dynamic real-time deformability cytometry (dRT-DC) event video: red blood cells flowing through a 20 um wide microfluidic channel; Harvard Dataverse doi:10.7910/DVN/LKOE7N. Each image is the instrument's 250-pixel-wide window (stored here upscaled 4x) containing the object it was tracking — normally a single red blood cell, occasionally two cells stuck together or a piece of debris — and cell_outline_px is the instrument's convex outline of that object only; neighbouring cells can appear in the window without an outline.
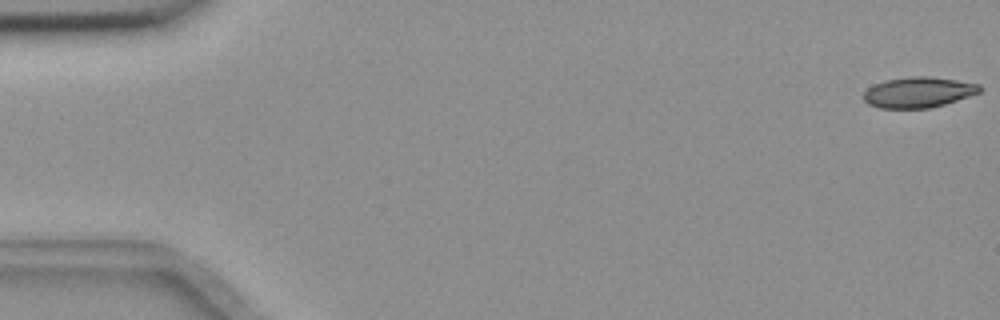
{"species": "common noctule bat (a hibernating species)", "species_latin": "Nyctalus noctula", "temperature_condition": "room temperature", "stored_images_in_passage": 56, "camera_frame_rate_fps": 3000, "um_per_image_px": 0.085, "animal": {"sex": "female", "body_mass_g": 18.4}, "frame": {"image": 1, "passage_image": 1, "time_ms": 0.0, "image_size_px": [1000, 320], "cell_outline_px": [[984, 88], [980, 92], [944, 104], [928, 108], [880, 108], [868, 104], [864, 100], [864, 92], [868, 88], [876, 84], [888, 80], [912, 76], [928, 76], [956, 80], [980, 84]], "centroid_in_image_um": [78.08, 7.84], "position_along_channel_um": 6.9, "area_um2": 20.46}}
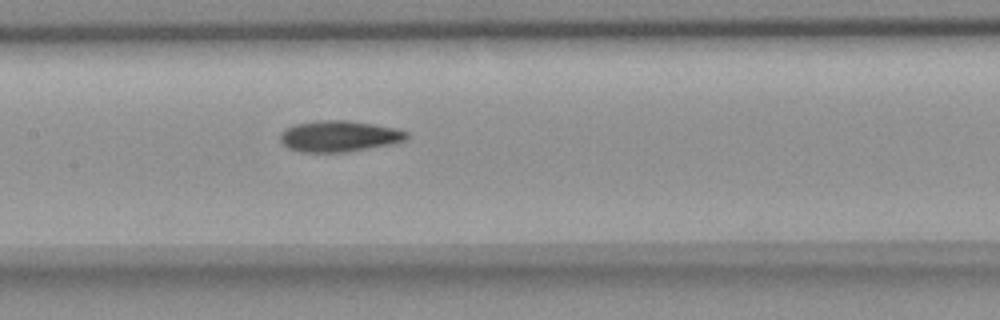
{"frame": {"image": 2, "passage_image": 27, "time_ms": 8.667, "image_size_px": [1000, 320], "cell_outline_px": [[408, 136], [404, 140], [388, 144], [368, 148], [344, 152], [304, 152], [288, 148], [280, 140], [280, 132], [284, 128], [292, 124], [316, 120], [348, 120], [396, 128], [408, 132]], "centroid_in_image_um": [28.76, 11.56], "position_along_channel_um": 178.6, "area_um2": 22.89}}
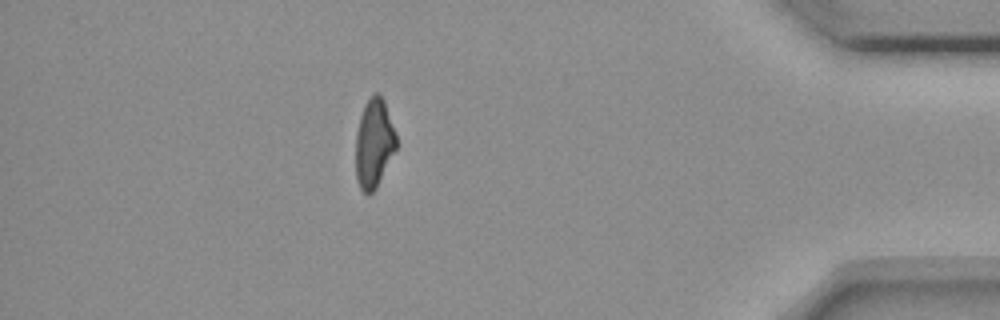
{"frame": {"image": 3, "passage_image": 49, "time_ms": 16.0, "image_size_px": [1000, 320], "cell_outline_px": [[396, 148], [376, 188], [368, 196], [360, 188], [356, 180], [356, 132], [360, 116], [364, 104], [376, 92], [384, 100], [396, 136]], "centroid_in_image_um": [31.76, 12.21], "position_along_channel_um": 403.4, "area_um2": 20.75}, "authors_computed_cell_mechanics": {"area_um2": 22.0507, "velocity_mm_per_s": 3.6774, "shape_relaxation_time_tau1_ms": 10.0605, "shape_relaxation_time_tau2_ms": null, "deformation_change_tau1": 0.2116, "deformation_change_tau2": null}}